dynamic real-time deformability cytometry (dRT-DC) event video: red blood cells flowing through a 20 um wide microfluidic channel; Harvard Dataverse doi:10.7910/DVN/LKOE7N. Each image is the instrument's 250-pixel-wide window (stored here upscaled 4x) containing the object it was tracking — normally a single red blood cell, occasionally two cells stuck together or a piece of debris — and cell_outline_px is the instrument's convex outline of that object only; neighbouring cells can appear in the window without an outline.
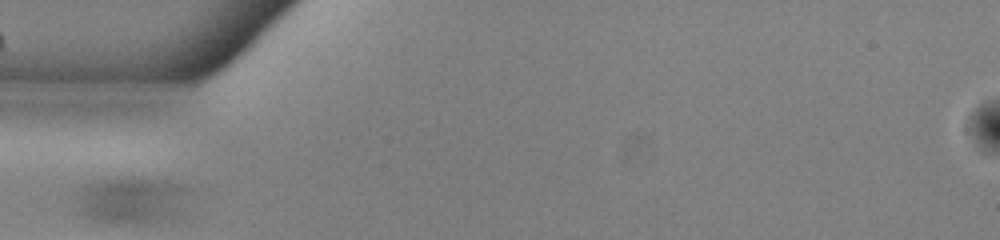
{"species": "common noctule bat (a hibernating species)", "species_latin": "Nyctalus noctula", "temperature_condition": "warm", "stored_images_in_passage": 37, "camera_frame_rate_fps": 3000, "um_per_image_px": 0.085, "animal": {"sex": "male", "body_mass_g": 13.0, "forearm_length_mm": 53.1}, "frame": {"image": 1, "passage_image": 1, "time_ms": 0.0, "image_size_px": [1000, 240], "cell_outline_px": [[188, 188], [180, 216], [172, 220], [156, 224], [108, 224], [92, 220], [80, 216], [76, 212], [80, 192], [84, 184], [100, 180], [132, 176], [164, 180], [184, 184]], "centroid_in_image_um": [11.2, 17.06], "position_along_channel_um": 73.8, "area_um2": 32.08}}
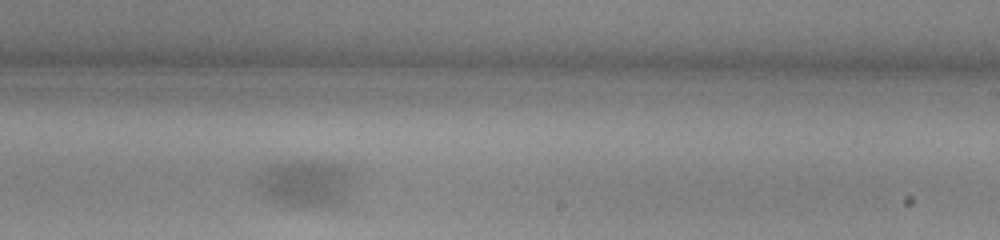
{"frame": {"image": 2, "passage_image": 16, "time_ms": 5.0, "image_size_px": [1000, 240], "cell_outline_px": [[356, 176], [344, 204], [284, 204], [272, 200], [264, 196], [260, 192], [256, 180], [256, 176], [272, 164], [284, 160], [316, 160], [348, 164], [356, 168]], "centroid_in_image_um": [26.09, 15.48], "position_along_channel_um": 262.9, "area_um2": 27.11}}
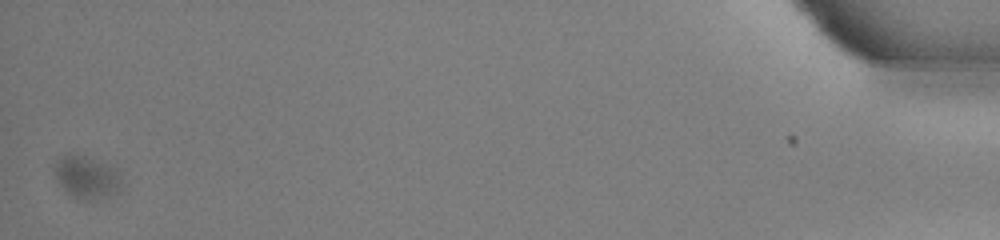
{"frame": {"image": 3, "passage_image": 37, "time_ms": 12.0, "image_size_px": [1000, 240], "cell_outline_px": [[120, 188], [116, 192], [108, 196], [84, 200], [80, 200], [72, 196], [60, 184], [56, 176], [56, 164], [64, 156], [76, 152], [112, 164], [120, 172]], "centroid_in_image_um": [7.43, 15.02], "position_along_channel_um": 427.8, "area_um2": 16.53}}